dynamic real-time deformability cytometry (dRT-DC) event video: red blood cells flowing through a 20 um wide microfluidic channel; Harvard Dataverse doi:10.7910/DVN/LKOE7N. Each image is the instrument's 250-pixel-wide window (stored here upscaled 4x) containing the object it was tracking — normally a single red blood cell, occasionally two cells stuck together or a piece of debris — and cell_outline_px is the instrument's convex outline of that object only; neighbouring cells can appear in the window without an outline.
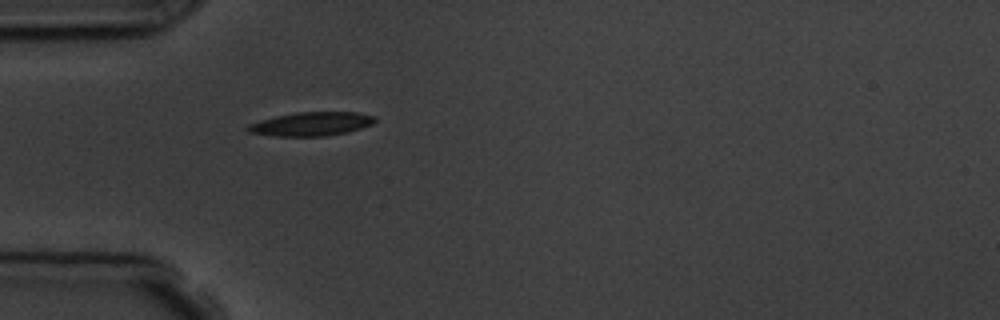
{"species": "common noctule bat (a hibernating species)", "species_latin": "Nyctalus noctula", "temperature_condition": "room temperature", "stored_images_in_passage": 1, "camera_frame_rate_fps": 3000, "um_per_image_px": 0.085, "animal": {"sex": "male", "body_mass_g": 19.5, "forearm_length_mm": 54.6}, "frame": {"image": 1, "passage_image": 1, "time_ms": 0.0, "image_size_px": [1000, 320], "cell_outline_px": [[376, 120], [372, 124], [348, 132], [328, 136], [276, 136], [248, 132], [244, 128], [248, 124], [260, 120], [276, 116], [296, 112], [356, 112], [376, 116]], "centroid_in_image_um": [26.45, 10.53], "position_along_channel_um": 58.6, "area_um2": 17.69}}